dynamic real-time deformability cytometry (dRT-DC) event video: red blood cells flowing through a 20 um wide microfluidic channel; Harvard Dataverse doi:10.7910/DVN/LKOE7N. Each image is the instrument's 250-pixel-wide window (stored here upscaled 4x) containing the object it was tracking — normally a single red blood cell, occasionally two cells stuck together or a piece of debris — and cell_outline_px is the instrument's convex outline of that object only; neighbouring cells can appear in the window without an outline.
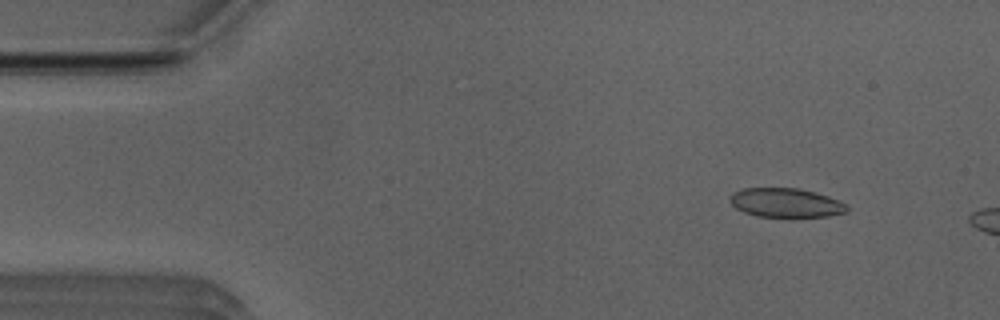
{"species": "Egyptian fruit bat (a non-hibernating species)", "species_latin": "Rousettus aegyptiacus", "temperature_condition": "room temperature", "stored_images_in_passage": 10, "camera_frame_rate_fps": 3000, "um_per_image_px": 0.085, "animal": {"sex": "male"}, "frame": {"image": 1, "passage_image": 5, "time_ms": 1.333, "image_size_px": [1000, 320], "cell_outline_px": [[848, 212], [828, 216], [756, 216], [744, 212], [736, 208], [728, 200], [728, 196], [732, 192], [744, 188], [800, 188], [828, 196], [848, 204]], "centroid_in_image_um": [66.78, 17.22], "position_along_channel_um": 18.2, "area_um2": 19.88}}